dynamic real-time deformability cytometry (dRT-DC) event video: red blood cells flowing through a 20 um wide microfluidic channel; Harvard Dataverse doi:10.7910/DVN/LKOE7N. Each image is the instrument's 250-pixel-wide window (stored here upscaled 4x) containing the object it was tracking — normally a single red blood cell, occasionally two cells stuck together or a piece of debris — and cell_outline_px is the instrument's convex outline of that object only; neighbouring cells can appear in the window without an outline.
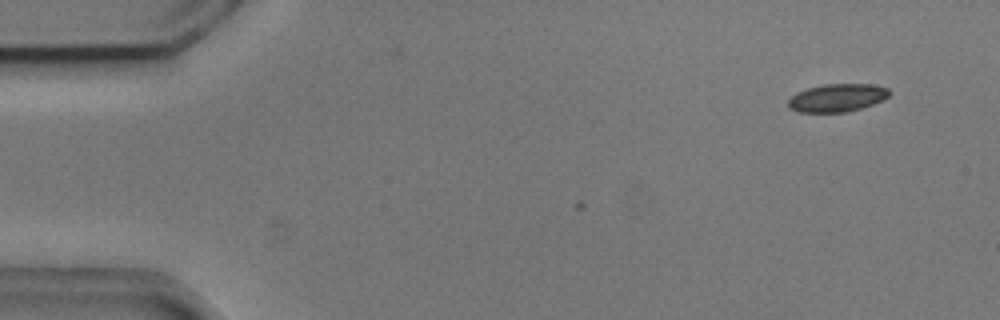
{"species": "common noctule bat (a hibernating species)", "species_latin": "Nyctalus noctula", "temperature_condition": "cold", "stored_images_in_passage": 4, "camera_frame_rate_fps": 3000, "um_per_image_px": 0.085, "animal": {"sex": "male", "body_mass_g": 20.5, "forearm_length_mm": 52.5}, "frame": {"image": 1, "passage_image": 4, "time_ms": 1.0, "image_size_px": [1000, 320], "cell_outline_px": [[892, 92], [888, 96], [872, 104], [860, 108], [844, 112], [800, 112], [788, 108], [788, 100], [796, 92], [808, 88], [824, 84], [872, 84], [888, 88]], "centroid_in_image_um": [71.14, 8.3], "position_along_channel_um": 13.9, "area_um2": 16.36}}